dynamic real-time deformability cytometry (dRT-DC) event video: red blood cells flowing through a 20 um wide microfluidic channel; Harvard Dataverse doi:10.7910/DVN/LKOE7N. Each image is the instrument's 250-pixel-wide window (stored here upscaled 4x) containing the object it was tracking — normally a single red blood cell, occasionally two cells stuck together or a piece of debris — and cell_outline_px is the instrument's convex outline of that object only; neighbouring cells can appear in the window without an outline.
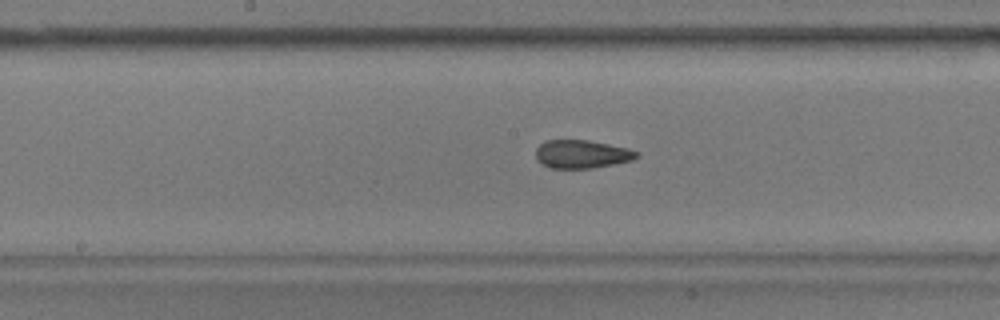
{"species": "common noctule bat (a hibernating species)", "species_latin": "Nyctalus noctula", "temperature_condition": "warm", "stored_images_in_passage": 37, "camera_frame_rate_fps": 3000, "um_per_image_px": 0.085, "animal": {"sex": "male", "body_mass_g": 17.9}, "frame": {"image": 1, "passage_image": 22, "time_ms": 7.0, "image_size_px": [1000, 320], "cell_outline_px": [[640, 156], [632, 160], [616, 164], [592, 168], [548, 168], [536, 160], [536, 148], [540, 144], [548, 140], [588, 140], [628, 148], [640, 152]], "centroid_in_image_um": [49.47, 13.11], "position_along_channel_um": 198.7, "area_um2": 16.76}}